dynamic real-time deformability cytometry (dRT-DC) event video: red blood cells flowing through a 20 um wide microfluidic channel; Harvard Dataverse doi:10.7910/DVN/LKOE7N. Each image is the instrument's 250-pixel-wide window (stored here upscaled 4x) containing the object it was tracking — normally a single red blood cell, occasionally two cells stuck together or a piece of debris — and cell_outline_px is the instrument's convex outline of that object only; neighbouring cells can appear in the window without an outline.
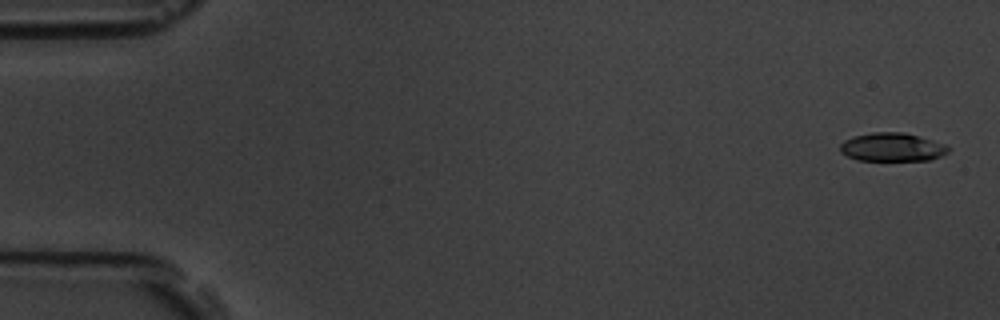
{"species": "common noctule bat (a hibernating species)", "species_latin": "Nyctalus noctula", "temperature_condition": "room temperature", "stored_images_in_passage": 10, "camera_frame_rate_fps": 3000, "um_per_image_px": 0.085, "animal": {"sex": "male", "body_mass_g": 19.5, "forearm_length_mm": 54.6}, "frame": {"image": 1, "passage_image": 1, "time_ms": 0.0, "image_size_px": [1000, 320], "cell_outline_px": [[952, 148], [948, 152], [940, 156], [928, 160], [856, 160], [840, 152], [840, 144], [844, 140], [852, 136], [872, 132], [904, 132], [920, 136], [944, 144]], "centroid_in_image_um": [75.82, 12.5], "position_along_channel_um": 9.2, "area_um2": 18.03}}
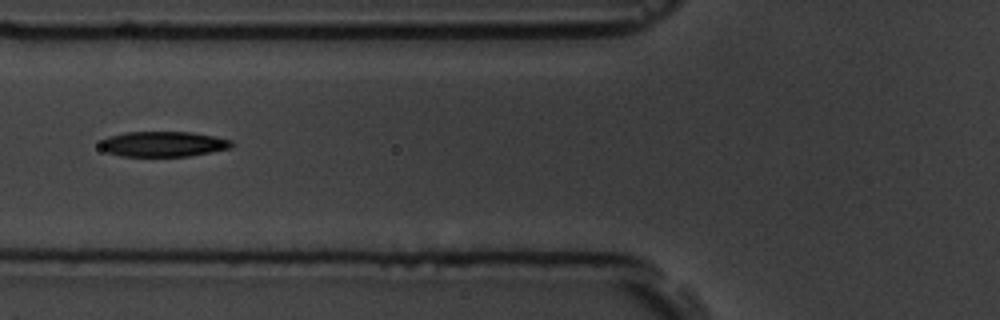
{"frame": {"image": 2, "passage_image": 6, "time_ms": 6.667, "image_size_px": [1000, 320], "cell_outline_px": [[232, 148], [188, 156], [120, 156], [108, 152], [100, 148], [100, 144], [108, 136], [124, 132], [192, 132], [232, 140]], "centroid_in_image_um": [13.87, 12.24], "position_along_channel_um": 111.9, "area_um2": 19.25}}
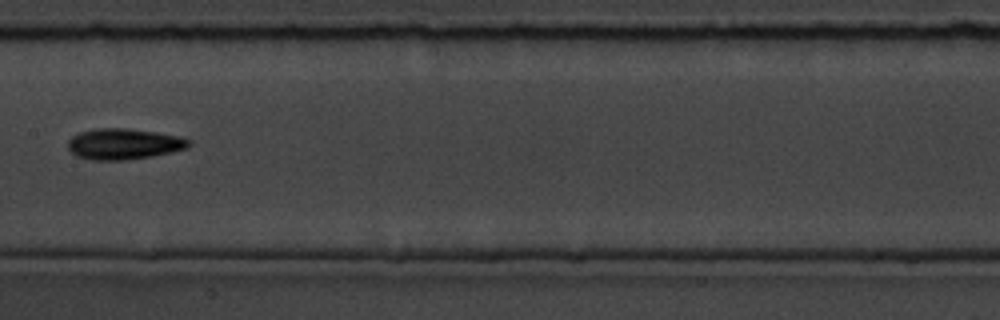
{"frame": {"image": 3, "passage_image": 8, "time_ms": 9.0, "image_size_px": [1000, 320], "cell_outline_px": [[192, 144], [188, 148], [172, 152], [152, 156], [124, 160], [92, 160], [76, 156], [68, 148], [68, 140], [72, 136], [80, 132], [96, 128], [124, 128], [156, 132], [180, 136], [192, 140]], "centroid_in_image_um": [10.55, 12.23], "position_along_channel_um": 196.8, "area_um2": 21.91}}